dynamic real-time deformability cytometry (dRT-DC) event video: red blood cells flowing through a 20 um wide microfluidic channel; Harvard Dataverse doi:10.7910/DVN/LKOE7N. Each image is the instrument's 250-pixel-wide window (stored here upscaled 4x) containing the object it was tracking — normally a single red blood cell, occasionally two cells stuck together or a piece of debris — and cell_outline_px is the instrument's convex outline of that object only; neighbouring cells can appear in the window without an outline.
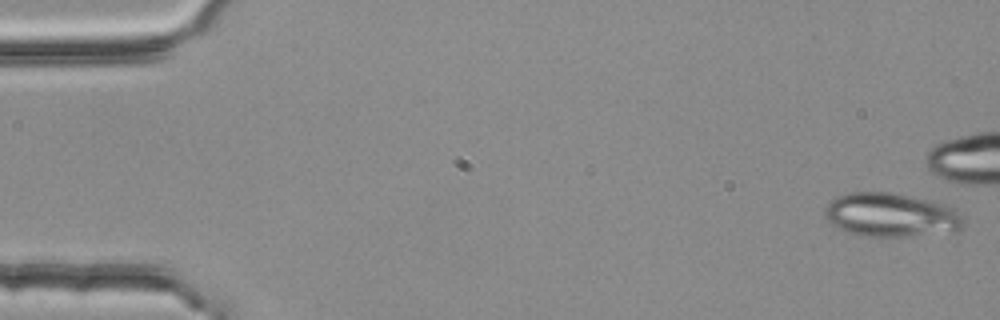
{"species": "common noctule bat (a hibernating species)", "species_latin": "Nyctalus noctula", "temperature_condition": "room temperature", "stored_images_in_passage": 5, "camera_frame_rate_fps": 3000, "um_per_image_px": 0.085, "animal": {"sex": "female", "body_mass_g": 25.1}, "frame": {"image": 1, "passage_image": 1, "time_ms": 0.0, "image_size_px": [1000, 320], "cell_outline_px": [[964, 228], [884, 240], [864, 236], [848, 232], [836, 228], [824, 216], [824, 208], [836, 196], [848, 192], [892, 192], [912, 196], [948, 204], [956, 208], [964, 220]], "centroid_in_image_um": [75.71, 18.28], "position_along_channel_um": 9.3, "area_um2": 36.18}}